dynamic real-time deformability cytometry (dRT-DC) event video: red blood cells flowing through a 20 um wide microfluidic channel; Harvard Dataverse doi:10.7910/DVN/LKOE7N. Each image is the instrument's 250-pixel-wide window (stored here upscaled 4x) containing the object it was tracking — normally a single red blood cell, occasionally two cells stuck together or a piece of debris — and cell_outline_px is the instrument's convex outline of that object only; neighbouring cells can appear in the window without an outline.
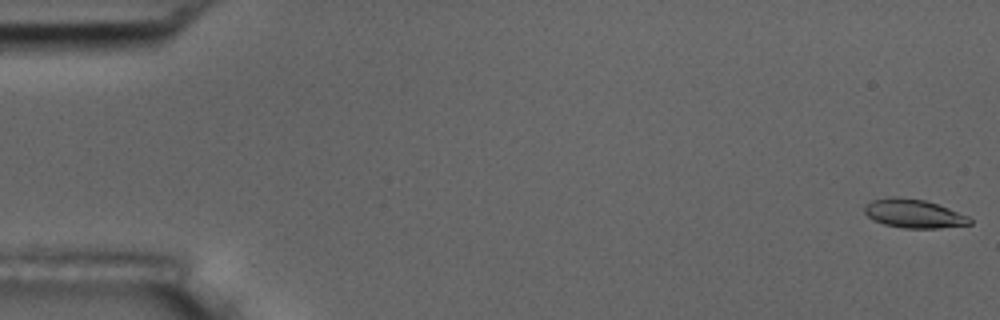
{"species": "common noctule bat (a hibernating species)", "species_latin": "Nyctalus noctula", "temperature_condition": "room temperature", "stored_images_in_passage": 57, "camera_frame_rate_fps": 3000, "um_per_image_px": 0.085, "animal": {"sex": "male", "body_mass_g": 17.5, "forearm_length_mm": 52.3}, "frame": {"image": 1, "passage_image": 1, "time_ms": 0.0, "image_size_px": [1000, 320], "cell_outline_px": [[972, 224], [940, 228], [904, 228], [884, 224], [872, 220], [864, 212], [864, 208], [872, 200], [892, 196], [896, 196], [924, 200], [948, 208], [968, 216], [972, 220]], "centroid_in_image_um": [77.67, 18.16], "position_along_channel_um": 7.3, "area_um2": 17.51}}
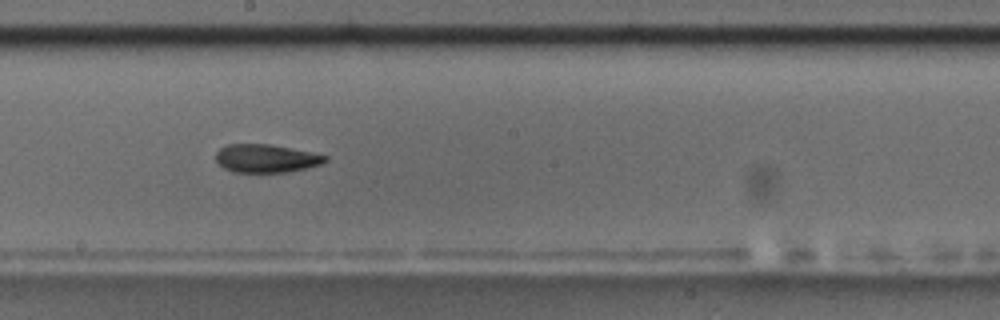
{"frame": {"image": 2, "passage_image": 31, "time_ms": 10.0, "image_size_px": [1000, 320], "cell_outline_px": [[328, 160], [320, 164], [308, 168], [288, 172], [232, 172], [224, 168], [216, 160], [216, 152], [220, 148], [228, 144], [268, 144], [328, 156]], "centroid_in_image_um": [22.6, 13.47], "position_along_channel_um": 225.6, "area_um2": 17.8}}
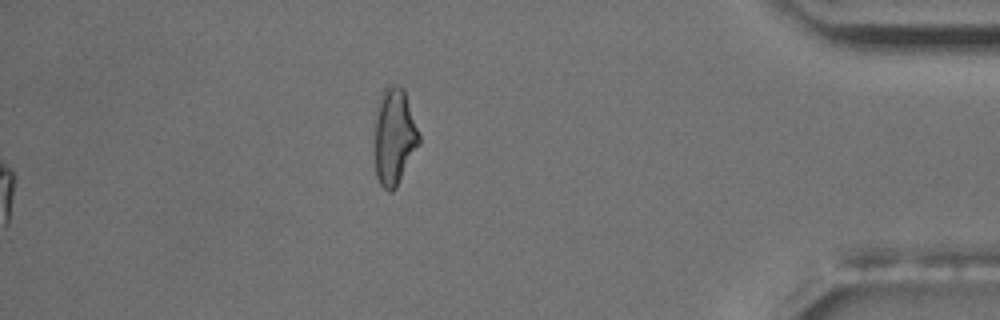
{"frame": {"image": 3, "passage_image": 57, "time_ms": 18.667, "image_size_px": [1000, 320], "cell_outline_px": [[420, 144], [396, 188], [392, 192], [388, 192], [380, 184], [376, 176], [372, 128], [376, 104], [380, 92], [388, 84], [392, 84], [404, 88], [420, 136]], "centroid_in_image_um": [33.46, 11.58], "position_along_channel_um": 401.7, "area_um2": 26.18}, "authors_computed_cell_mechanics": {"area_um2": 18.207, "velocity_mm_per_s": 3.6549, "shape_relaxation_time_tau1_ms": 7.0412, "shape_relaxation_time_tau2_ms": 4.35, "deformation_change_tau1": 0.1671, "deformation_change_tau2": 0.1216}}